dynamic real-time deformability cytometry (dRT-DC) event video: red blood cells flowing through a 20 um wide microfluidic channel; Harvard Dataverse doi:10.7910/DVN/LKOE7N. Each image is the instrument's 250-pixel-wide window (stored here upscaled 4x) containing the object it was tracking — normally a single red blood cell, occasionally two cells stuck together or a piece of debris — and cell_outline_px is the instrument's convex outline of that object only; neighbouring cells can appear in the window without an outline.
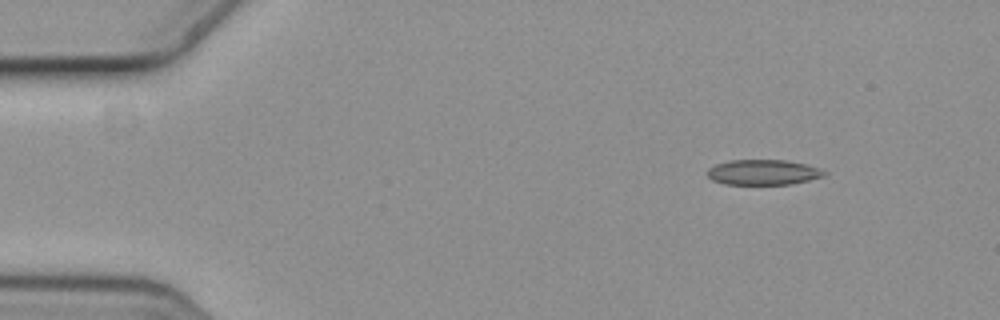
{"species": "common noctule bat (a hibernating species)", "species_latin": "Nyctalus noctula", "temperature_condition": "cold", "stored_images_in_passage": 4, "camera_frame_rate_fps": 3000, "um_per_image_px": 0.085, "animal": {"sex": "female", "body_mass_g": 19.3, "forearm_length_mm": 54.1}, "frame": {"image": 1, "passage_image": 1, "time_ms": 0.0, "image_size_px": [1000, 320], "cell_outline_px": [[828, 172], [824, 176], [808, 180], [788, 184], [724, 184], [712, 180], [704, 172], [708, 168], [716, 164], [728, 160], [788, 160], [820, 168]], "centroid_in_image_um": [64.83, 14.63], "position_along_channel_um": 20.2, "area_um2": 17.28}}